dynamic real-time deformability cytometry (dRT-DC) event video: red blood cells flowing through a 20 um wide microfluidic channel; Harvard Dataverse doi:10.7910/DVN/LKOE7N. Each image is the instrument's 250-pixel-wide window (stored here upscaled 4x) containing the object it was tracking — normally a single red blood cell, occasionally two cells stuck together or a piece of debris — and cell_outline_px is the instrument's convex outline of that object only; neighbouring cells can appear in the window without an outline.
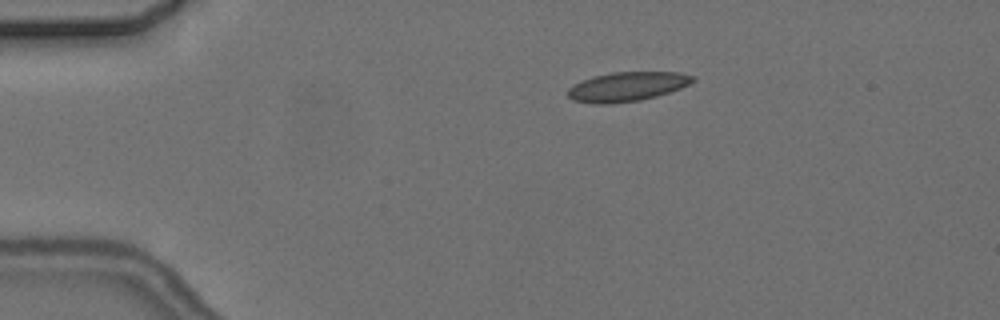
{"species": "common noctule bat (a hibernating species)", "species_latin": "Nyctalus noctula", "temperature_condition": "cold", "stored_images_in_passage": 5, "camera_frame_rate_fps": 3000, "um_per_image_px": 0.085, "animal": {"sex": "female", "body_mass_g": 24.6, "forearm_length_mm": 56.2}, "frame": {"image": 1, "passage_image": 3, "time_ms": 2.333, "image_size_px": [1000, 320], "cell_outline_px": [[696, 80], [680, 88], [656, 96], [640, 100], [612, 104], [592, 104], [572, 100], [568, 96], [568, 88], [572, 84], [592, 76], [612, 72], [680, 72], [696, 76]], "centroid_in_image_um": [53.28, 7.36], "position_along_channel_um": 31.7, "area_um2": 21.56}}